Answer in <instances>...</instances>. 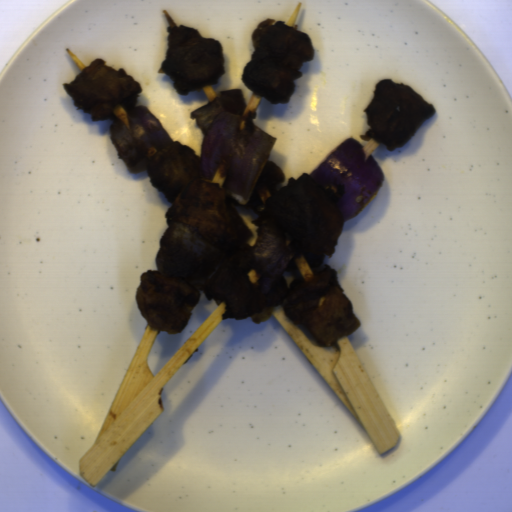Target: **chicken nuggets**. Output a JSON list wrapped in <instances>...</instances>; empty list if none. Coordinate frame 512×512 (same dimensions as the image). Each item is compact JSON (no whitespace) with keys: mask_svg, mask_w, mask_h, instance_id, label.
I'll use <instances>...</instances> for the list:
<instances>
[{"mask_svg":"<svg viewBox=\"0 0 512 512\" xmlns=\"http://www.w3.org/2000/svg\"><path fill=\"white\" fill-rule=\"evenodd\" d=\"M169 48L161 67L181 96L215 85L225 75L221 42L204 38L191 26H168Z\"/></svg>","mask_w":512,"mask_h":512,"instance_id":"obj_5","label":"chicken nuggets"},{"mask_svg":"<svg viewBox=\"0 0 512 512\" xmlns=\"http://www.w3.org/2000/svg\"><path fill=\"white\" fill-rule=\"evenodd\" d=\"M199 163L192 148L170 142L153 155L146 171L151 184L170 202L166 220L185 222L225 253L204 289L210 300L225 301L222 318L237 321L251 317L258 324L281 306L289 320L305 326L322 347L354 333L360 323L333 267L323 263L311 267L305 258H296L297 270L282 275L262 293L252 248L245 245L250 231L225 190L199 178Z\"/></svg>","mask_w":512,"mask_h":512,"instance_id":"obj_1","label":"chicken nuggets"},{"mask_svg":"<svg viewBox=\"0 0 512 512\" xmlns=\"http://www.w3.org/2000/svg\"><path fill=\"white\" fill-rule=\"evenodd\" d=\"M255 225L279 228L305 254L334 255L344 229L337 204L321 186L302 173L290 177L265 203Z\"/></svg>","mask_w":512,"mask_h":512,"instance_id":"obj_2","label":"chicken nuggets"},{"mask_svg":"<svg viewBox=\"0 0 512 512\" xmlns=\"http://www.w3.org/2000/svg\"><path fill=\"white\" fill-rule=\"evenodd\" d=\"M364 112L370 128L360 135L362 139H374L393 152L407 144L435 110L407 84L388 78L375 84L373 99Z\"/></svg>","mask_w":512,"mask_h":512,"instance_id":"obj_4","label":"chicken nuggets"},{"mask_svg":"<svg viewBox=\"0 0 512 512\" xmlns=\"http://www.w3.org/2000/svg\"><path fill=\"white\" fill-rule=\"evenodd\" d=\"M138 310L152 329L180 334L199 304L200 291L190 283L165 276L158 270L141 274L135 294Z\"/></svg>","mask_w":512,"mask_h":512,"instance_id":"obj_7","label":"chicken nuggets"},{"mask_svg":"<svg viewBox=\"0 0 512 512\" xmlns=\"http://www.w3.org/2000/svg\"><path fill=\"white\" fill-rule=\"evenodd\" d=\"M105 64L103 58L94 59L72 83L62 85L76 108L90 114L94 123L117 119L136 107L142 91L125 69Z\"/></svg>","mask_w":512,"mask_h":512,"instance_id":"obj_6","label":"chicken nuggets"},{"mask_svg":"<svg viewBox=\"0 0 512 512\" xmlns=\"http://www.w3.org/2000/svg\"><path fill=\"white\" fill-rule=\"evenodd\" d=\"M283 181L284 174L278 164L270 159L265 160L246 204H257L262 197Z\"/></svg>","mask_w":512,"mask_h":512,"instance_id":"obj_8","label":"chicken nuggets"},{"mask_svg":"<svg viewBox=\"0 0 512 512\" xmlns=\"http://www.w3.org/2000/svg\"><path fill=\"white\" fill-rule=\"evenodd\" d=\"M255 51L244 67L242 83L271 104L288 103L299 69L314 60L311 37L282 20L267 18L252 34Z\"/></svg>","mask_w":512,"mask_h":512,"instance_id":"obj_3","label":"chicken nuggets"}]
</instances>
